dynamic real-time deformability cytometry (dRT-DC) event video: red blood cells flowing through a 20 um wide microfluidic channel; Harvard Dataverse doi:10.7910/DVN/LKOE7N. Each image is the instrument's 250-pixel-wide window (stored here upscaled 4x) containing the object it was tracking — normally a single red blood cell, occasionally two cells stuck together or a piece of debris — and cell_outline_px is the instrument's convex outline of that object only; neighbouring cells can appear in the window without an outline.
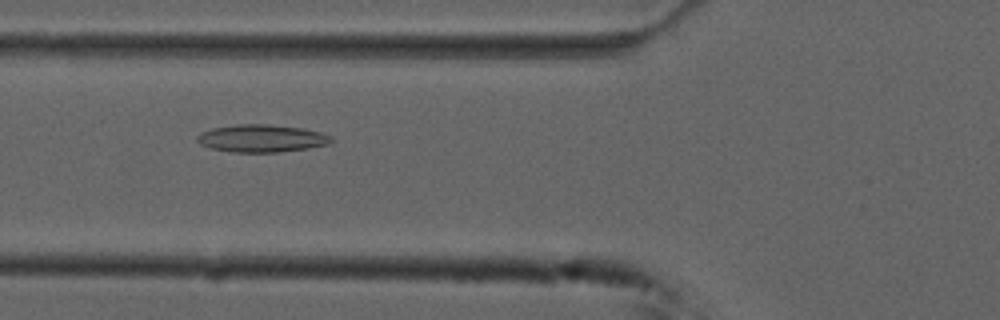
{"species": "common noctule bat (a hibernating species)", "species_latin": "Nyctalus noctula", "temperature_condition": "cold", "stored_images_in_passage": 54, "camera_frame_rate_fps": 3000, "um_per_image_px": 0.085, "animal": {"sex": "male", "forearm_length_mm": 52.5}, "frame": {"image": 1, "passage_image": 20, "time_ms": 6.333, "image_size_px": [1000, 320], "cell_outline_px": [[332, 140], [328, 144], [308, 148], [280, 152], [232, 152], [212, 148], [200, 144], [196, 140], [196, 136], [200, 132], [212, 128], [236, 124], [268, 124], [304, 128], [320, 132], [332, 136]], "centroid_in_image_um": [22.22, 11.75], "position_along_channel_um": 103.6, "area_um2": 21.62}}
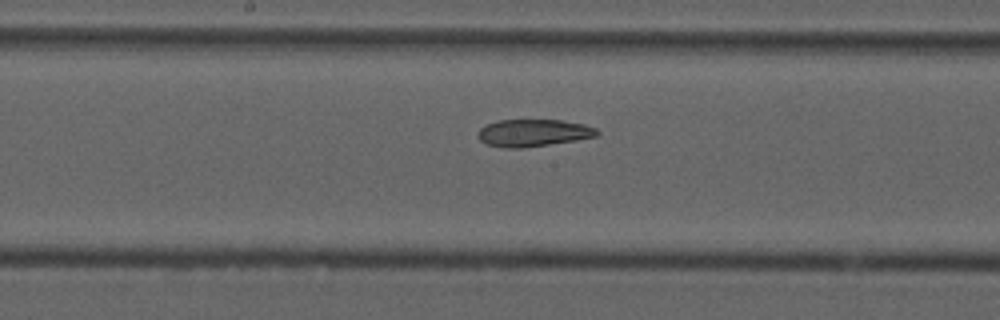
{"frame": {"image": 2, "passage_image": 28, "time_ms": 9.0, "image_size_px": [1000, 320], "cell_outline_px": [[600, 132], [596, 136], [576, 140], [524, 148], [504, 148], [488, 144], [480, 140], [476, 136], [476, 132], [480, 128], [488, 124], [500, 120], [560, 120], [584, 124], [596, 128]], "centroid_in_image_um": [45.31, 11.3], "position_along_channel_um": 202.9, "area_um2": 18.9}}
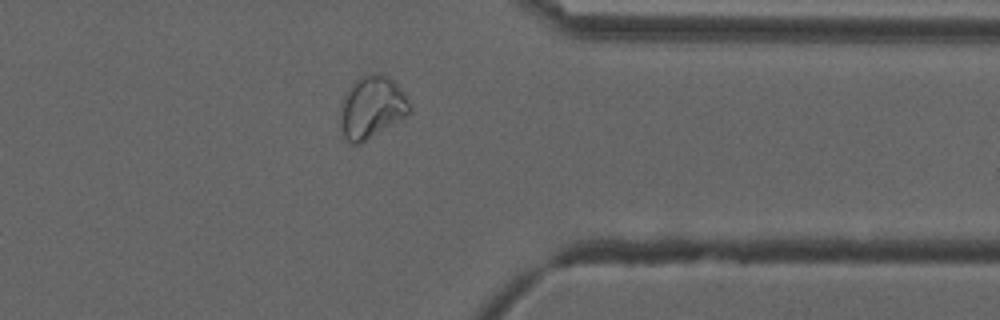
{"frame": {"image": 3, "passage_image": 43, "time_ms": 14.0, "image_size_px": [1000, 320], "cell_outline_px": [[412, 112], [360, 144], [348, 144], [344, 136], [340, 116], [344, 100], [352, 84], [360, 76], [372, 72], [380, 72], [388, 76], [408, 96], [412, 108]], "centroid_in_image_um": [31.65, 9.1], "position_along_channel_um": 379.7, "area_um2": 24.97}, "authors_computed_cell_mechanics": {"area_um2": 23.3801, "velocity_mm_per_s": 3.7149, "shape_relaxation_time_tau1_ms": 9.7804, "shape_relaxation_time_tau2_ms": 4.1312, "deformation_change_tau1": 0.2078, "deformation_change_tau2": 0.1135}}